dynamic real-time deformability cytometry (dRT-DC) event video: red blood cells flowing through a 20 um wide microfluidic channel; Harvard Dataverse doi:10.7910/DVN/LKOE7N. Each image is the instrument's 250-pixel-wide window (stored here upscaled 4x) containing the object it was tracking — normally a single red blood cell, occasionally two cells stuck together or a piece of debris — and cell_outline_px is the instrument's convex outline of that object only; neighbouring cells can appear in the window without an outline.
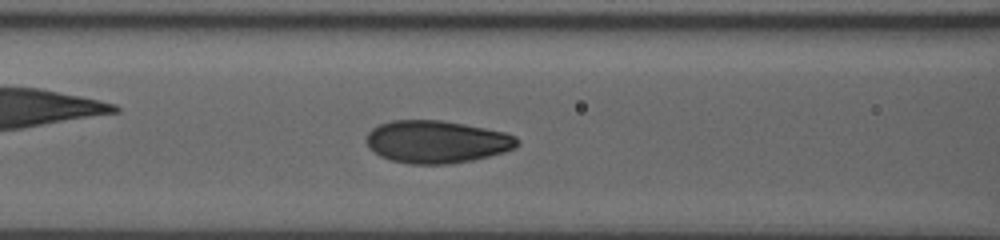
{"species": "human", "species_latin": "Homo sapiens", "temperature_condition": "room temperature", "stored_images_in_passage": 41, "camera_frame_rate_fps": 3000, "um_per_image_px": 0.085, "donor": {"sex": "male"}, "frame": {"image": 1, "passage_image": 15, "time_ms": 4.667, "image_size_px": [1000, 240], "cell_outline_px": [[520, 144], [516, 148], [504, 152], [472, 160], [448, 164], [412, 164], [392, 160], [380, 156], [368, 148], [364, 140], [368, 132], [372, 128], [380, 124], [392, 120], [440, 120], [464, 124], [504, 132], [516, 136], [520, 140]], "centroid_in_image_um": [37.1, 12.05], "position_along_channel_um": 129.5, "area_um2": 37.57}}
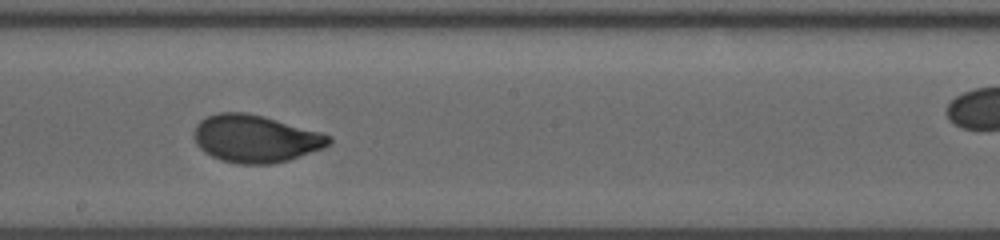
{"frame": {"image": 2, "passage_image": 23, "time_ms": 7.333, "image_size_px": [1000, 240], "cell_outline_px": [[332, 144], [324, 148], [288, 160], [272, 164], [236, 164], [220, 160], [204, 152], [196, 144], [192, 136], [196, 124], [200, 120], [208, 116], [220, 112], [244, 112], [264, 116], [320, 132], [332, 136]], "centroid_in_image_um": [21.7, 11.79], "position_along_channel_um": 226.5, "area_um2": 37.57}}
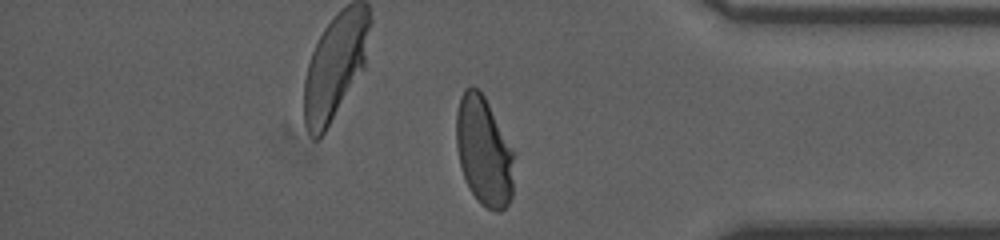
{"frame": {"image": 3, "passage_image": 38, "time_ms": 12.333, "image_size_px": [1000, 240], "cell_outline_px": [[516, 152], [512, 196], [508, 204], [500, 212], [496, 212], [480, 204], [472, 192], [464, 176], [460, 164], [456, 148], [456, 112], [460, 96], [464, 88], [472, 84], [484, 96]], "centroid_in_image_um": [41.16, 12.84], "position_along_channel_um": 394.0, "area_um2": 37.4}, "authors_computed_cell_mechanics": {"area_um2": 36.992, "velocity_mm_per_s": 3.6356, "shape_relaxation_time_tau1_ms": 4.0086, "shape_relaxation_time_tau2_ms": null, "deformation_change_tau1": 0.1693, "deformation_change_tau2": null}}